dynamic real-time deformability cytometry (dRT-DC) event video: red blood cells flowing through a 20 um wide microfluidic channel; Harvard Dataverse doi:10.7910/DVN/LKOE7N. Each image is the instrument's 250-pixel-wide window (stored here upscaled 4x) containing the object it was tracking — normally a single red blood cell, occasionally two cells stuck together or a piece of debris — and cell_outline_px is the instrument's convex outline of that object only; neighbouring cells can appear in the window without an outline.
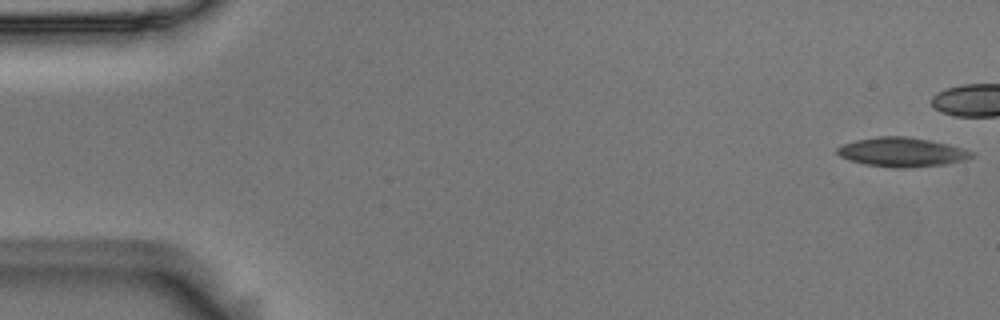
{"species": "Egyptian fruit bat (a non-hibernating species)", "species_latin": "Rousettus aegyptiacus", "temperature_condition": "room temperature", "stored_images_in_passage": 44, "camera_frame_rate_fps": 3000, "um_per_image_px": 0.085, "animal": {"sex": "male"}, "frame": {"image": 1, "passage_image": 1, "time_ms": 0.0, "image_size_px": [1000, 320], "cell_outline_px": [[976, 156], [964, 160], [944, 164], [912, 168], [896, 168], [864, 164], [848, 160], [840, 156], [836, 152], [836, 148], [844, 144], [856, 140], [876, 136], [908, 136], [932, 140], [948, 144], [976, 152]], "centroid_in_image_um": [76.69, 12.93], "position_along_channel_um": 8.3, "area_um2": 23.18}}
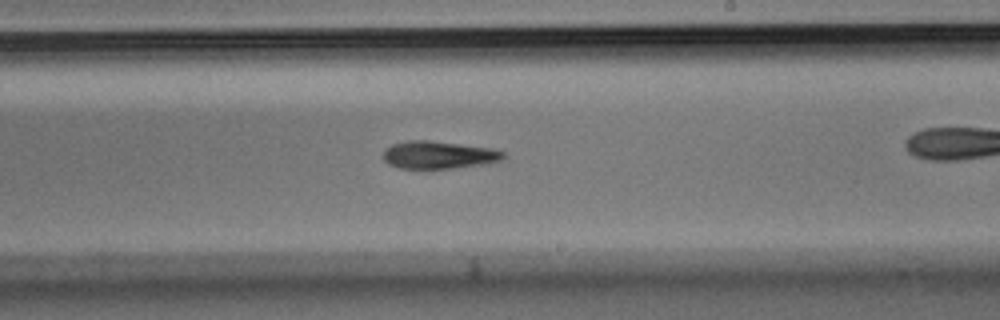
{"frame": {"image": 2, "passage_image": 32, "time_ms": 10.333, "image_size_px": [1000, 320], "cell_outline_px": [[504, 156], [500, 160], [488, 164], [452, 168], [400, 168], [388, 164], [384, 160], [384, 152], [392, 144], [408, 140], [428, 140], [492, 148], [504, 152]], "centroid_in_image_um": [37.3, 13.17], "position_along_channel_um": 251.7, "area_um2": 19.19}}
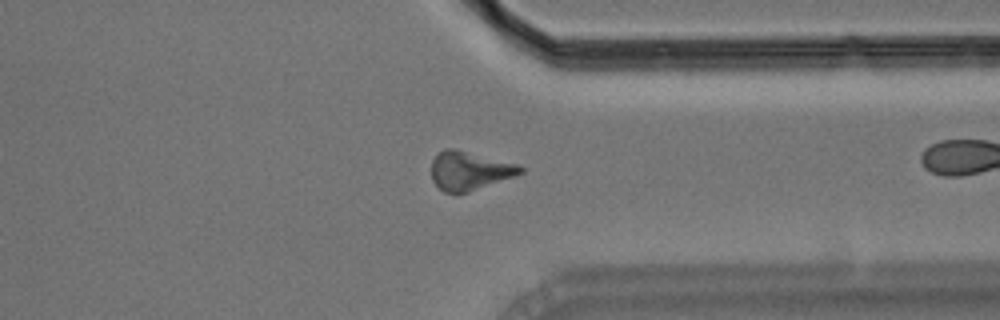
{"frame": {"image": 3, "passage_image": 42, "time_ms": 13.667, "image_size_px": [1000, 320], "cell_outline_px": [[524, 172], [516, 176], [456, 196], [444, 192], [432, 180], [432, 160], [436, 152], [444, 148], [456, 148], [516, 164], [524, 168]], "centroid_in_image_um": [39.87, 14.52], "position_along_channel_um": 371.5, "area_um2": 20.4}}